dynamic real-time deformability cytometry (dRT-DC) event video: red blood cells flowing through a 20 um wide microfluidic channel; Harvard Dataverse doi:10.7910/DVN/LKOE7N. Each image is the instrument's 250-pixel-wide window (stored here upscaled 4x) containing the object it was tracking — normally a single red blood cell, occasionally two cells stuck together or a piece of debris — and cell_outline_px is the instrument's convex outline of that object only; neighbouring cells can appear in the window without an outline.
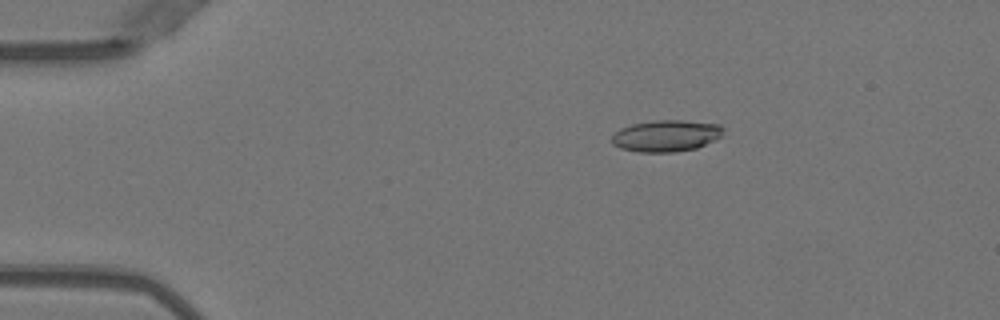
{"species": "Egyptian fruit bat (a non-hibernating species)", "species_latin": "Rousettus aegyptiacus", "temperature_condition": "warm", "stored_images_in_passage": 51, "camera_frame_rate_fps": 3000, "um_per_image_px": 0.085, "animal": {"sex": "female"}, "frame": {"image": 1, "passage_image": 9, "time_ms": 2.667, "image_size_px": [1000, 320], "cell_outline_px": [[724, 128], [720, 136], [696, 148], [676, 152], [640, 152], [620, 148], [612, 144], [612, 136], [620, 128], [632, 124], [652, 120], [684, 120], [720, 124]], "centroid_in_image_um": [56.6, 11.53], "position_along_channel_um": 28.4, "area_um2": 20.46}}
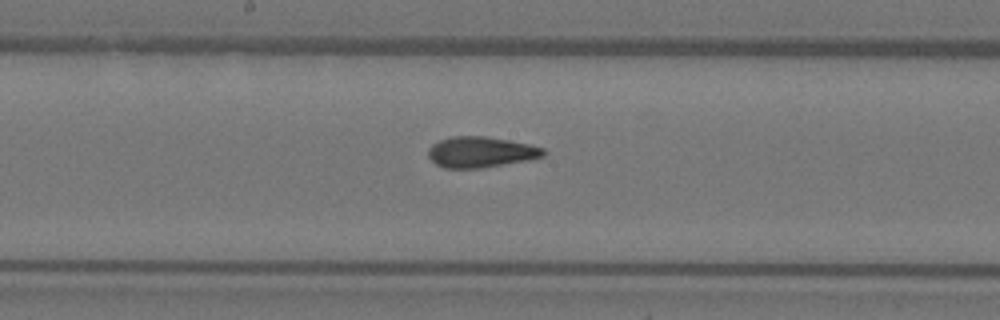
{"frame": {"image": 2, "passage_image": 27, "time_ms": 8.667, "image_size_px": [1000, 320], "cell_outline_px": [[548, 152], [544, 156], [528, 160], [480, 168], [444, 168], [436, 164], [428, 156], [428, 148], [432, 144], [440, 140], [452, 136], [484, 136], [508, 140], [528, 144], [544, 148]], "centroid_in_image_um": [40.87, 12.92], "position_along_channel_um": 207.3, "area_um2": 20.63}}
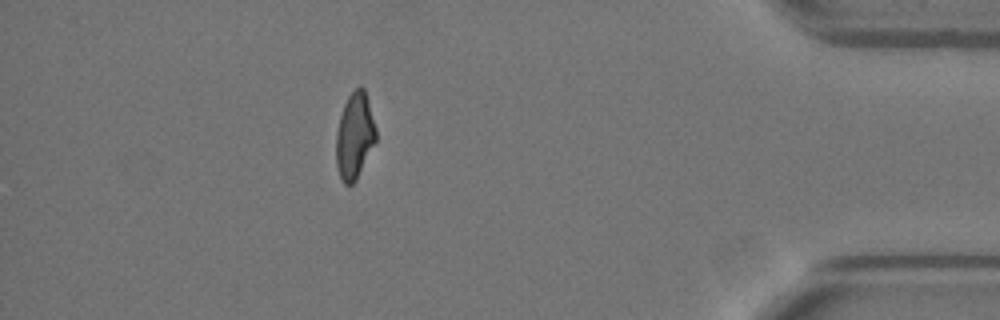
{"frame": {"image": 3, "passage_image": 45, "time_ms": 14.667, "image_size_px": [1000, 320], "cell_outline_px": [[376, 140], [356, 180], [352, 184], [344, 184], [336, 168], [336, 132], [340, 116], [344, 104], [348, 96], [360, 84], [364, 88], [376, 128]], "centroid_in_image_um": [30.13, 11.54], "position_along_channel_um": 405.1, "area_um2": 19.88}, "authors_computed_cell_mechanics": {"area_um2": 20.3456, "velocity_mm_per_s": 4.0351, "shape_relaxation_time_tau1_ms": null, "shape_relaxation_time_tau2_ms": 1.9993, "deformation_change_tau1": null, "deformation_change_tau2": 0.0958}}